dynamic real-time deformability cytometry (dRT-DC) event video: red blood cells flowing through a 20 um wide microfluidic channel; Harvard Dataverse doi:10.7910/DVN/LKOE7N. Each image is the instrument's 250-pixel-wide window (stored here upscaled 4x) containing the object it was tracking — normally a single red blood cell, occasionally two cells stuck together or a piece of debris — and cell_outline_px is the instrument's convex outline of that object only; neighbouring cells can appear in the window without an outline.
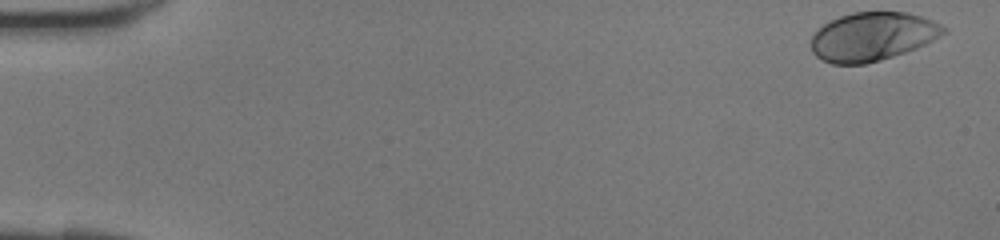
{"species": "human", "species_latin": "Homo sapiens", "temperature_condition": "room temperature", "stored_images_in_passage": 32, "camera_frame_rate_fps": 3000, "um_per_image_px": 0.085, "donor": {"sex": "female"}, "frame": {"image": 1, "passage_image": 1, "time_ms": 0.0, "image_size_px": [1000, 240], "cell_outline_px": [[948, 28], [944, 32], [932, 40], [916, 48], [880, 60], [864, 64], [832, 64], [816, 56], [812, 52], [812, 36], [824, 24], [840, 16], [852, 12], [904, 12], [920, 16], [932, 20]], "centroid_in_image_um": [74.14, 3.1], "position_along_channel_um": 10.9, "area_um2": 36.99}}
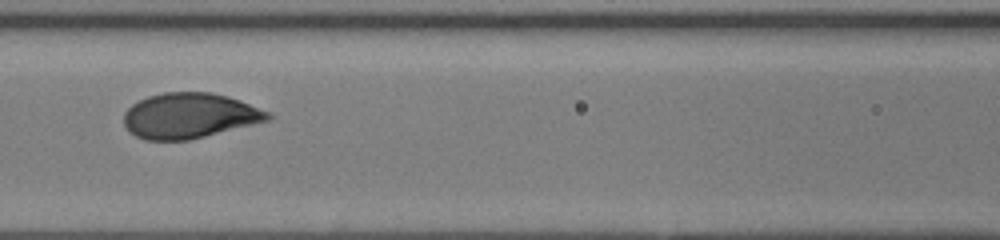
{"frame": {"image": 2, "passage_image": 19, "time_ms": 6.0, "image_size_px": [1000, 240], "cell_outline_px": [[272, 120], [188, 140], [144, 140], [136, 136], [124, 124], [124, 112], [132, 104], [148, 96], [164, 92], [212, 92], [228, 96], [240, 100], [268, 112], [272, 116]], "centroid_in_image_um": [16.12, 9.83], "position_along_channel_um": 150.5, "area_um2": 37.97}}
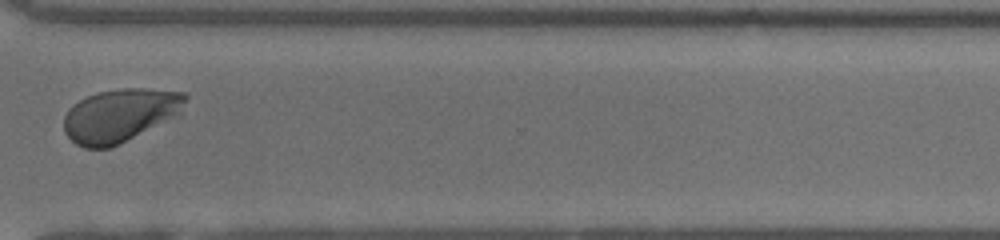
{"frame": {"image": 3, "passage_image": 32, "time_ms": 10.333, "image_size_px": [1000, 240], "cell_outline_px": [[188, 96], [180, 116], [120, 144], [108, 148], [84, 148], [76, 144], [64, 132], [64, 116], [68, 108], [72, 104], [88, 96], [100, 92], [124, 88], [140, 88], [184, 92]], "centroid_in_image_um": [10.24, 9.81], "position_along_channel_um": 360.4, "area_um2": 38.09}}